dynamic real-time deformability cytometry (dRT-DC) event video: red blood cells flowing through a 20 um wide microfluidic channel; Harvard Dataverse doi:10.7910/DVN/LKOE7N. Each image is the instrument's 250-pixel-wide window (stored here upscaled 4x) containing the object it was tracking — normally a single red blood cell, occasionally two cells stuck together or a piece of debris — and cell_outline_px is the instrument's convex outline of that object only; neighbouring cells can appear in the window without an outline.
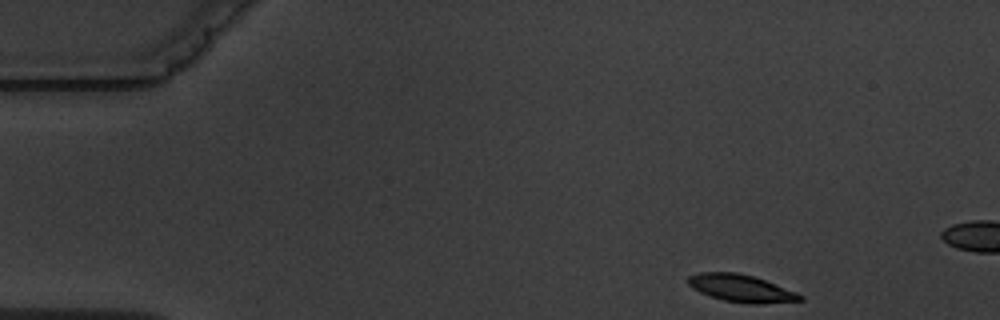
{"species": "common noctule bat (a hibernating species)", "species_latin": "Nyctalus noctula", "temperature_condition": "warm", "stored_images_in_passage": 4, "camera_frame_rate_fps": 3000, "um_per_image_px": 0.085, "animal": {"sex": "male", "body_mass_g": 19.5, "forearm_length_mm": 54.6}, "frame": {"image": 1, "passage_image": 1, "time_ms": 0.0, "image_size_px": [1000, 320], "cell_outline_px": [[804, 300], [760, 304], [748, 304], [724, 300], [700, 292], [692, 288], [688, 284], [688, 276], [700, 272], [736, 272], [752, 276], [764, 280], [796, 292], [804, 296]], "centroid_in_image_um": [62.99, 24.51], "position_along_channel_um": 22.0, "area_um2": 17.69}}